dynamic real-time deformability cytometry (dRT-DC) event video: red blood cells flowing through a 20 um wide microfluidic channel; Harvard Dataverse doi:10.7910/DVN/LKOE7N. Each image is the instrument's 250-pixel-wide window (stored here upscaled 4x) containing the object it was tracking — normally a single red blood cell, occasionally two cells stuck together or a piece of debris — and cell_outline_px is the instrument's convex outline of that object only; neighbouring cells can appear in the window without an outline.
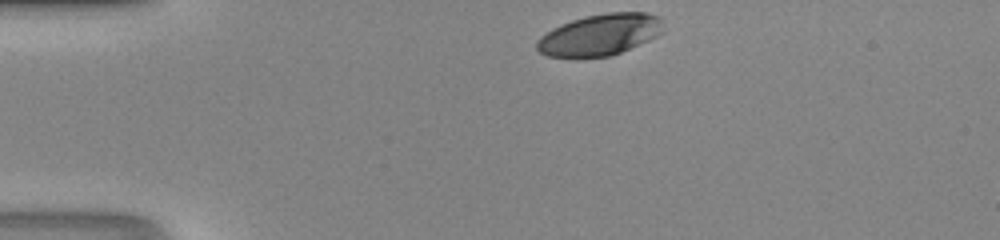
{"species": "human", "species_latin": "Homo sapiens", "temperature_condition": "room temperature", "stored_images_in_passage": 29, "camera_frame_rate_fps": 3000, "um_per_image_px": 0.085, "donor": {"sex": "male"}, "frame": {"image": 1, "passage_image": 1, "time_ms": 0.0, "image_size_px": [1000, 240], "cell_outline_px": [[664, 32], [648, 40], [620, 52], [608, 56], [548, 56], [540, 52], [536, 48], [536, 40], [540, 36], [552, 28], [572, 20], [584, 16], [608, 12], [648, 12], [660, 16], [664, 20]], "centroid_in_image_um": [51.03, 2.91], "position_along_channel_um": 34.0, "area_um2": 30.46}}
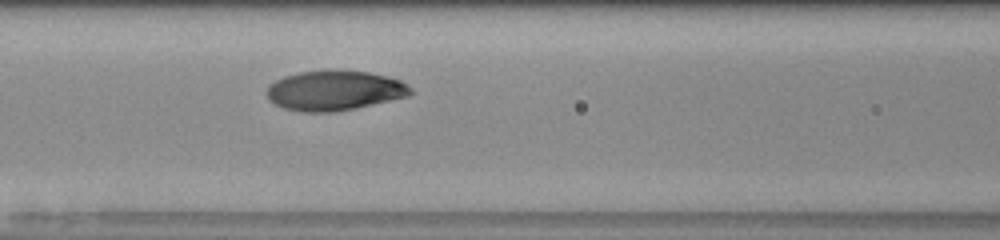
{"frame": {"image": 2, "passage_image": 12, "time_ms": 3.667, "image_size_px": [1000, 240], "cell_outline_px": [[412, 92], [408, 96], [356, 108], [332, 112], [304, 112], [284, 108], [268, 100], [264, 92], [268, 84], [284, 76], [300, 72], [328, 68], [368, 72], [388, 76], [400, 80], [412, 88]], "centroid_in_image_um": [28.39, 7.67], "position_along_channel_um": 138.2, "area_um2": 33.99}}
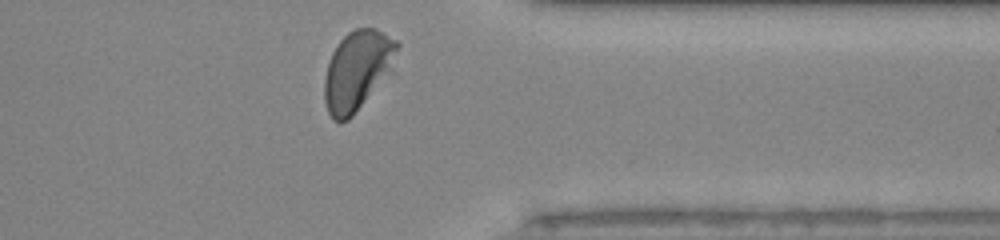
{"frame": {"image": 3, "passage_image": 29, "time_ms": 9.333, "image_size_px": [1000, 240], "cell_outline_px": [[400, 44], [352, 116], [348, 120], [340, 124], [332, 120], [328, 112], [324, 100], [324, 80], [328, 64], [332, 52], [340, 40], [348, 32], [356, 28], [376, 28], [396, 40]], "centroid_in_image_um": [30.21, 5.95], "position_along_channel_um": 381.2, "area_um2": 31.27}}